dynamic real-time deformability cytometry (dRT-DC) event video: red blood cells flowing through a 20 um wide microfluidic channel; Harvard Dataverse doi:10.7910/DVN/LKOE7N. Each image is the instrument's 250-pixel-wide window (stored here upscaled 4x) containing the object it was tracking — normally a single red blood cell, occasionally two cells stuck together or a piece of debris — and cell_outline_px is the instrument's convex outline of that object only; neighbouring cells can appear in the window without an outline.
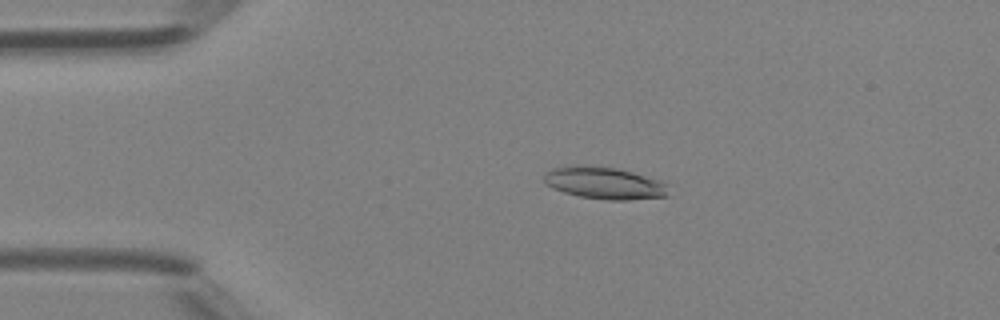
{"species": "Egyptian fruit bat (a non-hibernating species)", "species_latin": "Rousettus aegyptiacus", "temperature_condition": "room temperature", "stored_images_in_passage": 41, "camera_frame_rate_fps": 3000, "um_per_image_px": 0.085, "animal": {"sex": "female"}, "frame": {"image": 1, "passage_image": 10, "time_ms": 3.0, "image_size_px": [1000, 320], "cell_outline_px": [[668, 196], [628, 200], [604, 200], [580, 196], [564, 192], [552, 188], [544, 184], [544, 176], [552, 168], [564, 164], [616, 168], [632, 172], [660, 180], [668, 184]], "centroid_in_image_um": [51.36, 15.56], "position_along_channel_um": 33.6, "area_um2": 23.41}}
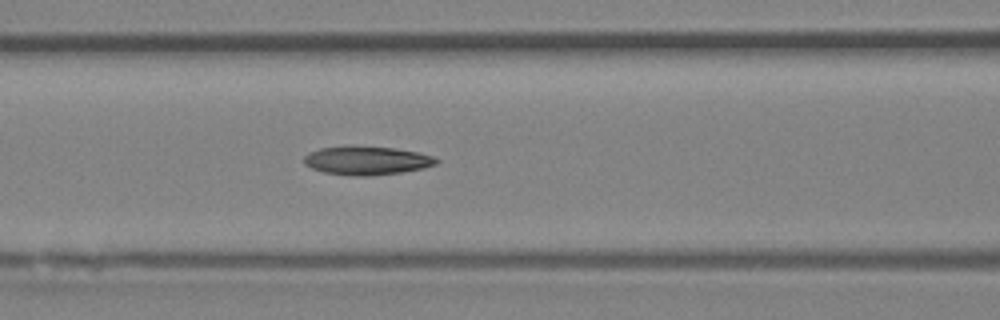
{"frame": {"image": 2, "passage_image": 20, "time_ms": 6.333, "image_size_px": [1000, 320], "cell_outline_px": [[440, 160], [436, 164], [424, 168], [400, 172], [368, 176], [356, 176], [324, 172], [312, 168], [304, 164], [304, 156], [308, 152], [320, 148], [348, 144], [392, 148], [416, 152], [432, 156]], "centroid_in_image_um": [31.13, 13.62], "position_along_channel_um": 135.5, "area_um2": 22.25}}
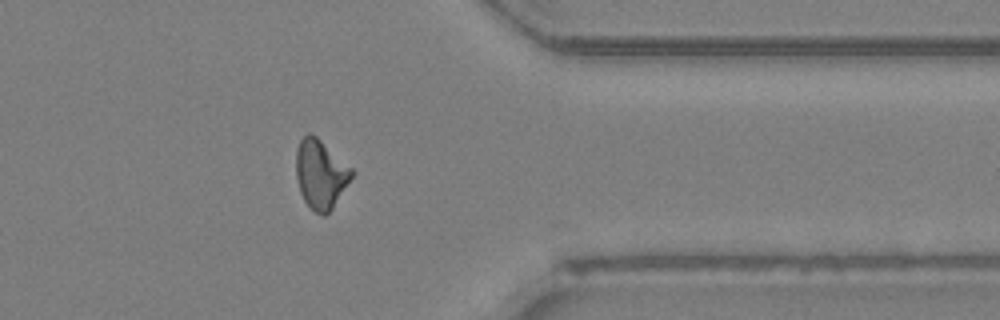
{"frame": {"image": 3, "passage_image": 38, "time_ms": 12.333, "image_size_px": [1000, 320], "cell_outline_px": [[356, 172], [332, 208], [324, 216], [316, 212], [304, 200], [300, 192], [296, 176], [296, 148], [300, 140], [308, 132], [316, 136], [352, 168]], "centroid_in_image_um": [27.25, 14.78], "position_along_channel_um": 384.1, "area_um2": 22.2}}